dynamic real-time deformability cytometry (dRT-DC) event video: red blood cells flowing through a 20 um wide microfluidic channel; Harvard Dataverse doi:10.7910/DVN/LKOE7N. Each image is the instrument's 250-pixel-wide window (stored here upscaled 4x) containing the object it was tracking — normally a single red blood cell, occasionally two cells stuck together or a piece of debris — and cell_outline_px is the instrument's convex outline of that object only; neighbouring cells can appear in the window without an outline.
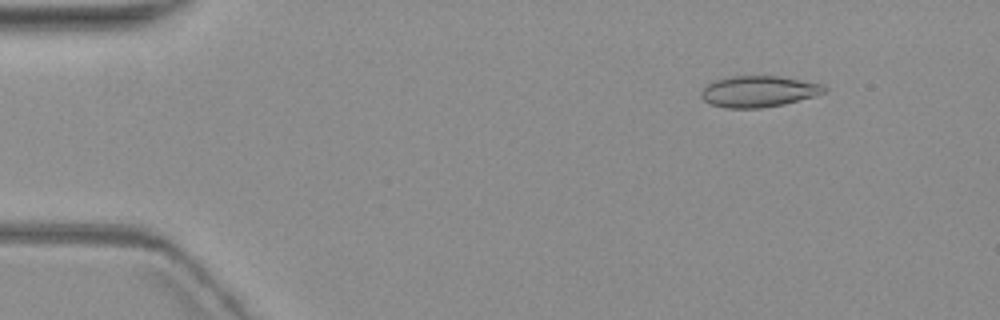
{"species": "common noctule bat (a hibernating species)", "species_latin": "Nyctalus noctula", "temperature_condition": "warm", "stored_images_in_passage": 8, "camera_frame_rate_fps": 3000, "um_per_image_px": 0.085, "animal": {"sex": "female", "body_mass_g": 19.3, "forearm_length_mm": 54.1}, "frame": {"image": 1, "passage_image": 2, "time_ms": 1.0, "image_size_px": [1000, 320], "cell_outline_px": [[828, 88], [824, 92], [816, 96], [784, 104], [760, 108], [724, 108], [708, 104], [700, 96], [700, 92], [708, 84], [716, 80], [732, 76], [776, 76], [824, 84]], "centroid_in_image_um": [64.47, 7.78], "position_along_channel_um": 20.5, "area_um2": 22.43}}
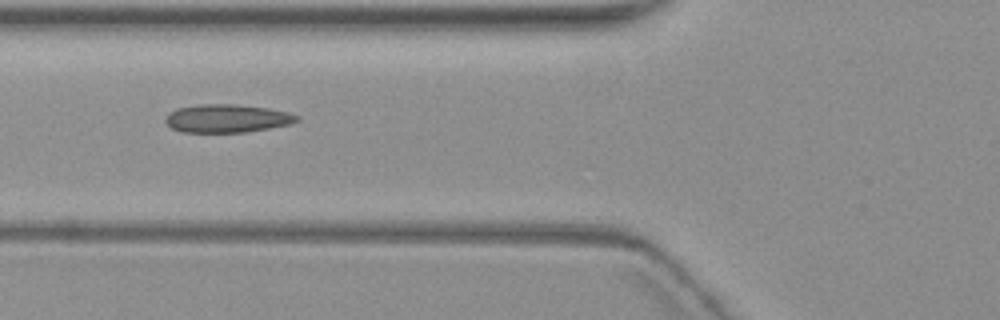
{"frame": {"image": 2, "passage_image": 6, "time_ms": 6.0, "image_size_px": [1000, 320], "cell_outline_px": [[300, 120], [288, 124], [268, 128], [244, 132], [180, 132], [172, 128], [164, 120], [168, 112], [176, 108], [200, 104], [236, 104], [268, 108], [288, 112], [300, 116]], "centroid_in_image_um": [19.27, 10.06], "position_along_channel_um": 106.5, "area_um2": 21.62}}
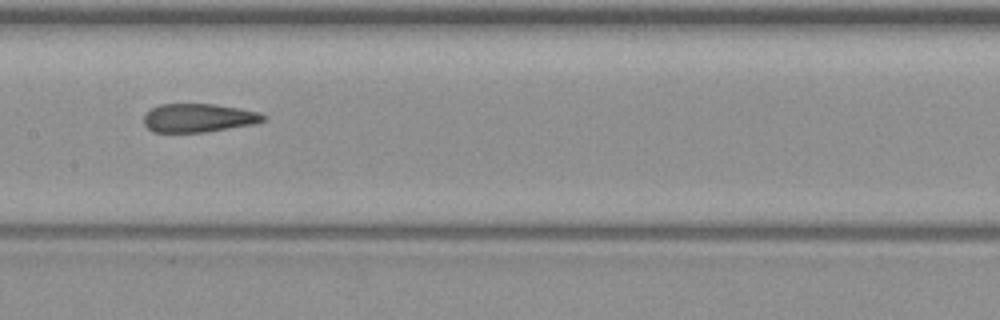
{"frame": {"image": 3, "passage_image": 8, "time_ms": 8.333, "image_size_px": [1000, 320], "cell_outline_px": [[264, 120], [252, 124], [204, 132], [152, 132], [144, 124], [144, 116], [152, 108], [160, 104], [212, 104], [240, 108], [260, 112], [264, 116]], "centroid_in_image_um": [16.84, 10.02], "position_along_channel_um": 190.6, "area_um2": 19.65}}